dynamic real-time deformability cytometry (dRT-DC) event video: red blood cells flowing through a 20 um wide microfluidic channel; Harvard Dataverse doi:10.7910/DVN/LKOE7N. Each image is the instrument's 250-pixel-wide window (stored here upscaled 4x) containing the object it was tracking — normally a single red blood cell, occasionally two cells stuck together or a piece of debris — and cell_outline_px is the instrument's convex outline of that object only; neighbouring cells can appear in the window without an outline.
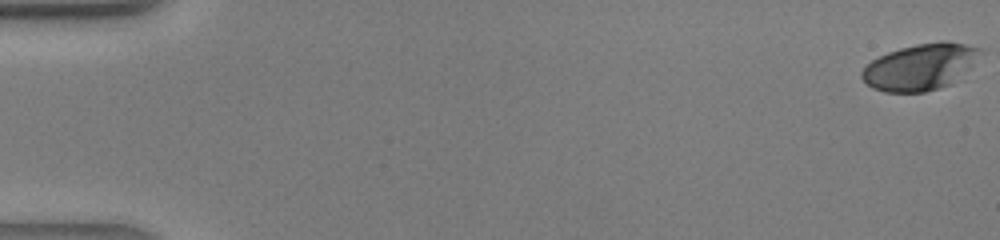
{"species": "human", "species_latin": "Homo sapiens", "temperature_condition": "warm", "stored_images_in_passage": 43, "camera_frame_rate_fps": 3000, "um_per_image_px": 0.085, "donor": {"sex": "male"}, "frame": {"image": 1, "passage_image": 1, "time_ms": 0.0, "image_size_px": [1000, 240], "cell_outline_px": [[984, 48], [952, 84], [940, 88], [924, 92], [884, 92], [872, 88], [860, 76], [860, 72], [872, 60], [888, 52], [900, 48], [916, 44], [940, 40], [944, 40]], "centroid_in_image_um": [78.17, 5.68], "position_along_channel_um": 6.8, "area_um2": 31.62}}
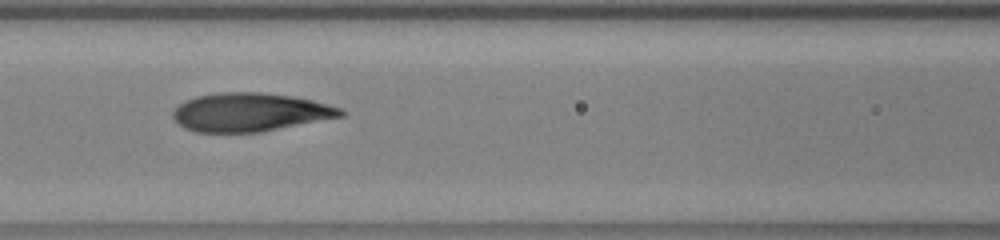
{"frame": {"image": 2, "passage_image": 20, "time_ms": 6.333, "image_size_px": [1000, 240], "cell_outline_px": [[344, 116], [260, 132], [196, 132], [184, 128], [176, 124], [172, 116], [172, 112], [184, 100], [196, 96], [220, 92], [260, 92], [292, 96], [312, 100], [344, 108]], "centroid_in_image_um": [21.23, 9.54], "position_along_channel_um": 145.4, "area_um2": 37.8}}
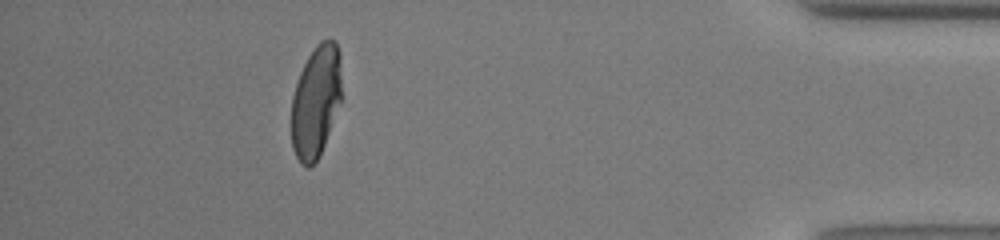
{"frame": {"image": 3, "passage_image": 39, "time_ms": 12.667, "image_size_px": [1000, 240], "cell_outline_px": [[340, 100], [320, 156], [308, 168], [304, 168], [300, 164], [292, 148], [292, 96], [300, 72], [308, 56], [316, 44], [320, 40], [328, 36], [336, 40], [340, 52]], "centroid_in_image_um": [26.84, 8.58], "position_along_channel_um": 408.4, "area_um2": 32.83}}